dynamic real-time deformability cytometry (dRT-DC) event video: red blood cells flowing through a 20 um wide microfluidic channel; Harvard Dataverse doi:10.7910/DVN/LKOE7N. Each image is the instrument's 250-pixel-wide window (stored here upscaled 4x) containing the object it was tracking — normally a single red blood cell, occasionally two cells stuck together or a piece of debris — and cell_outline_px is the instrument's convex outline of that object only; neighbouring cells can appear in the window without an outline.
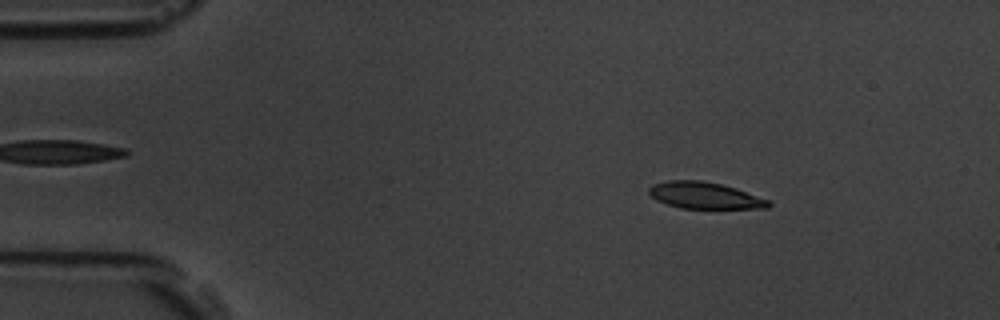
{"species": "common noctule bat (a hibernating species)", "species_latin": "Nyctalus noctula", "temperature_condition": "room temperature", "stored_images_in_passage": 4, "camera_frame_rate_fps": 3000, "um_per_image_px": 0.085, "animal": {"sex": "male", "body_mass_g": 19.5, "forearm_length_mm": 54.6}, "frame": {"image": 1, "passage_image": 2, "time_ms": 1.333, "image_size_px": [1000, 320], "cell_outline_px": [[772, 204], [768, 208], [680, 208], [656, 200], [648, 192], [648, 188], [652, 184], [668, 180], [700, 180], [720, 184], [736, 188], [768, 200]], "centroid_in_image_um": [59.87, 16.61], "position_along_channel_um": 25.1, "area_um2": 18.38}}
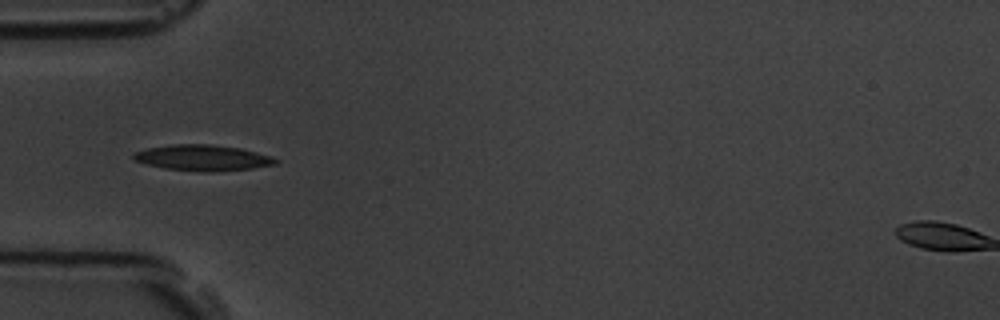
{"frame": {"image": 2, "passage_image": 4, "time_ms": 4.333, "image_size_px": [1000, 320], "cell_outline_px": [[280, 160], [276, 164], [252, 168], [212, 172], [204, 172], [164, 168], [132, 160], [132, 156], [136, 152], [148, 148], [172, 144], [208, 144], [240, 148], [256, 152]], "centroid_in_image_um": [17.22, 13.41], "position_along_channel_um": 67.8, "area_um2": 21.21}}